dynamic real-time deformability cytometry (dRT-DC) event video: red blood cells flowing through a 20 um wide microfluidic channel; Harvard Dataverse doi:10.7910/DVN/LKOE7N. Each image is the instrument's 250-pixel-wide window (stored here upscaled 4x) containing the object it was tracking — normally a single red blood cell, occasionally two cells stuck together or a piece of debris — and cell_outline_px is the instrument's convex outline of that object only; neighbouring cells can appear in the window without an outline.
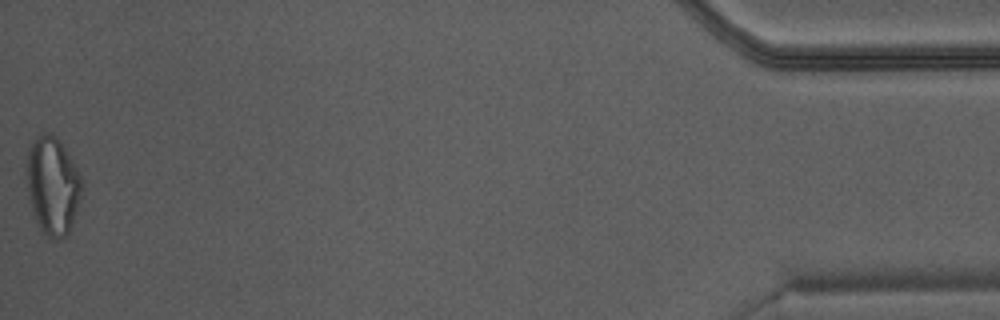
{"species": "Egyptian fruit bat (a non-hibernating species)", "species_latin": "Rousettus aegyptiacus", "temperature_condition": "warm", "stored_images_in_passage": 34, "camera_frame_rate_fps": 3000, "um_per_image_px": 0.085, "animal": {"sex": "male"}, "frame": {"image": 1, "passage_image": 34, "time_ms": 11.0, "image_size_px": [1000, 320], "cell_outline_px": [[84, 184], [76, 212], [72, 224], [68, 232], [64, 236], [56, 240], [52, 240], [44, 232], [36, 220], [32, 212], [28, 196], [28, 148], [44, 132], [52, 132], [56, 136], [72, 160]], "centroid_in_image_um": [4.5, 15.79], "position_along_channel_um": 430.7, "area_um2": 30.92}}